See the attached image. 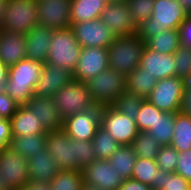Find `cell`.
Masks as SVG:
<instances>
[{
  "label": "cell",
  "instance_id": "obj_12",
  "mask_svg": "<svg viewBox=\"0 0 191 190\" xmlns=\"http://www.w3.org/2000/svg\"><path fill=\"white\" fill-rule=\"evenodd\" d=\"M71 29L82 48H108L116 39V35L99 19L72 23Z\"/></svg>",
  "mask_w": 191,
  "mask_h": 190
},
{
  "label": "cell",
  "instance_id": "obj_27",
  "mask_svg": "<svg viewBox=\"0 0 191 190\" xmlns=\"http://www.w3.org/2000/svg\"><path fill=\"white\" fill-rule=\"evenodd\" d=\"M157 83L154 76L144 72L138 66L133 72L126 75V91L135 94L143 99H147Z\"/></svg>",
  "mask_w": 191,
  "mask_h": 190
},
{
  "label": "cell",
  "instance_id": "obj_8",
  "mask_svg": "<svg viewBox=\"0 0 191 190\" xmlns=\"http://www.w3.org/2000/svg\"><path fill=\"white\" fill-rule=\"evenodd\" d=\"M53 99L63 119L96 106L85 83L74 79L63 86Z\"/></svg>",
  "mask_w": 191,
  "mask_h": 190
},
{
  "label": "cell",
  "instance_id": "obj_47",
  "mask_svg": "<svg viewBox=\"0 0 191 190\" xmlns=\"http://www.w3.org/2000/svg\"><path fill=\"white\" fill-rule=\"evenodd\" d=\"M20 190H51V184L29 180Z\"/></svg>",
  "mask_w": 191,
  "mask_h": 190
},
{
  "label": "cell",
  "instance_id": "obj_51",
  "mask_svg": "<svg viewBox=\"0 0 191 190\" xmlns=\"http://www.w3.org/2000/svg\"><path fill=\"white\" fill-rule=\"evenodd\" d=\"M184 90L191 89V74L182 78Z\"/></svg>",
  "mask_w": 191,
  "mask_h": 190
},
{
  "label": "cell",
  "instance_id": "obj_19",
  "mask_svg": "<svg viewBox=\"0 0 191 190\" xmlns=\"http://www.w3.org/2000/svg\"><path fill=\"white\" fill-rule=\"evenodd\" d=\"M144 72L154 76L156 80L176 76V64L173 54H161L144 47L140 65Z\"/></svg>",
  "mask_w": 191,
  "mask_h": 190
},
{
  "label": "cell",
  "instance_id": "obj_9",
  "mask_svg": "<svg viewBox=\"0 0 191 190\" xmlns=\"http://www.w3.org/2000/svg\"><path fill=\"white\" fill-rule=\"evenodd\" d=\"M100 126L105 129L120 146L131 145L138 134L135 120L111 106H102Z\"/></svg>",
  "mask_w": 191,
  "mask_h": 190
},
{
  "label": "cell",
  "instance_id": "obj_31",
  "mask_svg": "<svg viewBox=\"0 0 191 190\" xmlns=\"http://www.w3.org/2000/svg\"><path fill=\"white\" fill-rule=\"evenodd\" d=\"M176 113L162 112L158 116V120L148 133L156 140L161 146L170 145L174 135Z\"/></svg>",
  "mask_w": 191,
  "mask_h": 190
},
{
  "label": "cell",
  "instance_id": "obj_54",
  "mask_svg": "<svg viewBox=\"0 0 191 190\" xmlns=\"http://www.w3.org/2000/svg\"><path fill=\"white\" fill-rule=\"evenodd\" d=\"M0 190H10L5 181H3L1 177H0Z\"/></svg>",
  "mask_w": 191,
  "mask_h": 190
},
{
  "label": "cell",
  "instance_id": "obj_42",
  "mask_svg": "<svg viewBox=\"0 0 191 190\" xmlns=\"http://www.w3.org/2000/svg\"><path fill=\"white\" fill-rule=\"evenodd\" d=\"M18 104L4 89H0V119L10 120L17 111Z\"/></svg>",
  "mask_w": 191,
  "mask_h": 190
},
{
  "label": "cell",
  "instance_id": "obj_26",
  "mask_svg": "<svg viewBox=\"0 0 191 190\" xmlns=\"http://www.w3.org/2000/svg\"><path fill=\"white\" fill-rule=\"evenodd\" d=\"M107 3V0H71V23L99 19Z\"/></svg>",
  "mask_w": 191,
  "mask_h": 190
},
{
  "label": "cell",
  "instance_id": "obj_45",
  "mask_svg": "<svg viewBox=\"0 0 191 190\" xmlns=\"http://www.w3.org/2000/svg\"><path fill=\"white\" fill-rule=\"evenodd\" d=\"M11 139V121L7 119H0V151L3 148L9 147Z\"/></svg>",
  "mask_w": 191,
  "mask_h": 190
},
{
  "label": "cell",
  "instance_id": "obj_43",
  "mask_svg": "<svg viewBox=\"0 0 191 190\" xmlns=\"http://www.w3.org/2000/svg\"><path fill=\"white\" fill-rule=\"evenodd\" d=\"M175 173L191 184V149L179 152Z\"/></svg>",
  "mask_w": 191,
  "mask_h": 190
},
{
  "label": "cell",
  "instance_id": "obj_20",
  "mask_svg": "<svg viewBox=\"0 0 191 190\" xmlns=\"http://www.w3.org/2000/svg\"><path fill=\"white\" fill-rule=\"evenodd\" d=\"M26 106L40 119L46 132L62 128L64 119L57 109L53 98L33 95L26 103Z\"/></svg>",
  "mask_w": 191,
  "mask_h": 190
},
{
  "label": "cell",
  "instance_id": "obj_48",
  "mask_svg": "<svg viewBox=\"0 0 191 190\" xmlns=\"http://www.w3.org/2000/svg\"><path fill=\"white\" fill-rule=\"evenodd\" d=\"M180 111L191 115V89L184 90Z\"/></svg>",
  "mask_w": 191,
  "mask_h": 190
},
{
  "label": "cell",
  "instance_id": "obj_44",
  "mask_svg": "<svg viewBox=\"0 0 191 190\" xmlns=\"http://www.w3.org/2000/svg\"><path fill=\"white\" fill-rule=\"evenodd\" d=\"M178 30L180 45L191 48V17L189 15L180 24Z\"/></svg>",
  "mask_w": 191,
  "mask_h": 190
},
{
  "label": "cell",
  "instance_id": "obj_25",
  "mask_svg": "<svg viewBox=\"0 0 191 190\" xmlns=\"http://www.w3.org/2000/svg\"><path fill=\"white\" fill-rule=\"evenodd\" d=\"M168 173L159 169L155 159L137 157L131 178L149 185L153 190H162V180Z\"/></svg>",
  "mask_w": 191,
  "mask_h": 190
},
{
  "label": "cell",
  "instance_id": "obj_38",
  "mask_svg": "<svg viewBox=\"0 0 191 190\" xmlns=\"http://www.w3.org/2000/svg\"><path fill=\"white\" fill-rule=\"evenodd\" d=\"M136 26L151 17L154 0H125Z\"/></svg>",
  "mask_w": 191,
  "mask_h": 190
},
{
  "label": "cell",
  "instance_id": "obj_10",
  "mask_svg": "<svg viewBox=\"0 0 191 190\" xmlns=\"http://www.w3.org/2000/svg\"><path fill=\"white\" fill-rule=\"evenodd\" d=\"M183 94L182 78L173 76L157 80L147 100L161 111L178 113L181 110Z\"/></svg>",
  "mask_w": 191,
  "mask_h": 190
},
{
  "label": "cell",
  "instance_id": "obj_28",
  "mask_svg": "<svg viewBox=\"0 0 191 190\" xmlns=\"http://www.w3.org/2000/svg\"><path fill=\"white\" fill-rule=\"evenodd\" d=\"M9 148L29 160L33 155L42 153L46 148V134L12 137Z\"/></svg>",
  "mask_w": 191,
  "mask_h": 190
},
{
  "label": "cell",
  "instance_id": "obj_52",
  "mask_svg": "<svg viewBox=\"0 0 191 190\" xmlns=\"http://www.w3.org/2000/svg\"><path fill=\"white\" fill-rule=\"evenodd\" d=\"M178 2L189 12L191 10V0H178Z\"/></svg>",
  "mask_w": 191,
  "mask_h": 190
},
{
  "label": "cell",
  "instance_id": "obj_40",
  "mask_svg": "<svg viewBox=\"0 0 191 190\" xmlns=\"http://www.w3.org/2000/svg\"><path fill=\"white\" fill-rule=\"evenodd\" d=\"M173 56L176 64V77L183 78L191 74V48L180 45Z\"/></svg>",
  "mask_w": 191,
  "mask_h": 190
},
{
  "label": "cell",
  "instance_id": "obj_23",
  "mask_svg": "<svg viewBox=\"0 0 191 190\" xmlns=\"http://www.w3.org/2000/svg\"><path fill=\"white\" fill-rule=\"evenodd\" d=\"M28 161V179L50 183L60 171L56 160L45 148L42 153L33 155Z\"/></svg>",
  "mask_w": 191,
  "mask_h": 190
},
{
  "label": "cell",
  "instance_id": "obj_29",
  "mask_svg": "<svg viewBox=\"0 0 191 190\" xmlns=\"http://www.w3.org/2000/svg\"><path fill=\"white\" fill-rule=\"evenodd\" d=\"M136 160L137 156L131 145L120 146L108 159L109 163L124 180L132 177Z\"/></svg>",
  "mask_w": 191,
  "mask_h": 190
},
{
  "label": "cell",
  "instance_id": "obj_34",
  "mask_svg": "<svg viewBox=\"0 0 191 190\" xmlns=\"http://www.w3.org/2000/svg\"><path fill=\"white\" fill-rule=\"evenodd\" d=\"M131 147L138 158L156 159L161 145L148 132H138Z\"/></svg>",
  "mask_w": 191,
  "mask_h": 190
},
{
  "label": "cell",
  "instance_id": "obj_16",
  "mask_svg": "<svg viewBox=\"0 0 191 190\" xmlns=\"http://www.w3.org/2000/svg\"><path fill=\"white\" fill-rule=\"evenodd\" d=\"M100 19L116 36L132 35L137 31L125 1L108 2L101 12Z\"/></svg>",
  "mask_w": 191,
  "mask_h": 190
},
{
  "label": "cell",
  "instance_id": "obj_49",
  "mask_svg": "<svg viewBox=\"0 0 191 190\" xmlns=\"http://www.w3.org/2000/svg\"><path fill=\"white\" fill-rule=\"evenodd\" d=\"M8 78V67L0 61V89H4Z\"/></svg>",
  "mask_w": 191,
  "mask_h": 190
},
{
  "label": "cell",
  "instance_id": "obj_15",
  "mask_svg": "<svg viewBox=\"0 0 191 190\" xmlns=\"http://www.w3.org/2000/svg\"><path fill=\"white\" fill-rule=\"evenodd\" d=\"M71 0H37L39 25L53 30L71 27Z\"/></svg>",
  "mask_w": 191,
  "mask_h": 190
},
{
  "label": "cell",
  "instance_id": "obj_2",
  "mask_svg": "<svg viewBox=\"0 0 191 190\" xmlns=\"http://www.w3.org/2000/svg\"><path fill=\"white\" fill-rule=\"evenodd\" d=\"M188 11L178 0H154L151 17L137 26L136 34L142 41L166 30L178 29Z\"/></svg>",
  "mask_w": 191,
  "mask_h": 190
},
{
  "label": "cell",
  "instance_id": "obj_41",
  "mask_svg": "<svg viewBox=\"0 0 191 190\" xmlns=\"http://www.w3.org/2000/svg\"><path fill=\"white\" fill-rule=\"evenodd\" d=\"M162 190H191V184L177 173H168L162 180Z\"/></svg>",
  "mask_w": 191,
  "mask_h": 190
},
{
  "label": "cell",
  "instance_id": "obj_53",
  "mask_svg": "<svg viewBox=\"0 0 191 190\" xmlns=\"http://www.w3.org/2000/svg\"><path fill=\"white\" fill-rule=\"evenodd\" d=\"M81 190H103V189H101L100 187H97V186L83 183Z\"/></svg>",
  "mask_w": 191,
  "mask_h": 190
},
{
  "label": "cell",
  "instance_id": "obj_50",
  "mask_svg": "<svg viewBox=\"0 0 191 190\" xmlns=\"http://www.w3.org/2000/svg\"><path fill=\"white\" fill-rule=\"evenodd\" d=\"M8 0H0V28L2 25L3 17L6 12V5H7Z\"/></svg>",
  "mask_w": 191,
  "mask_h": 190
},
{
  "label": "cell",
  "instance_id": "obj_32",
  "mask_svg": "<svg viewBox=\"0 0 191 190\" xmlns=\"http://www.w3.org/2000/svg\"><path fill=\"white\" fill-rule=\"evenodd\" d=\"M146 46L161 54H174L180 46L179 30H166L159 35L152 36L146 41Z\"/></svg>",
  "mask_w": 191,
  "mask_h": 190
},
{
  "label": "cell",
  "instance_id": "obj_13",
  "mask_svg": "<svg viewBox=\"0 0 191 190\" xmlns=\"http://www.w3.org/2000/svg\"><path fill=\"white\" fill-rule=\"evenodd\" d=\"M101 106L96 105L87 111L67 117L62 129L72 140L92 141L100 126Z\"/></svg>",
  "mask_w": 191,
  "mask_h": 190
},
{
  "label": "cell",
  "instance_id": "obj_21",
  "mask_svg": "<svg viewBox=\"0 0 191 190\" xmlns=\"http://www.w3.org/2000/svg\"><path fill=\"white\" fill-rule=\"evenodd\" d=\"M53 31L49 27L37 25L25 34L27 59L46 63Z\"/></svg>",
  "mask_w": 191,
  "mask_h": 190
},
{
  "label": "cell",
  "instance_id": "obj_55",
  "mask_svg": "<svg viewBox=\"0 0 191 190\" xmlns=\"http://www.w3.org/2000/svg\"><path fill=\"white\" fill-rule=\"evenodd\" d=\"M108 2H124L125 0H107Z\"/></svg>",
  "mask_w": 191,
  "mask_h": 190
},
{
  "label": "cell",
  "instance_id": "obj_11",
  "mask_svg": "<svg viewBox=\"0 0 191 190\" xmlns=\"http://www.w3.org/2000/svg\"><path fill=\"white\" fill-rule=\"evenodd\" d=\"M28 161L6 147L0 151V177L10 190H20L28 181Z\"/></svg>",
  "mask_w": 191,
  "mask_h": 190
},
{
  "label": "cell",
  "instance_id": "obj_39",
  "mask_svg": "<svg viewBox=\"0 0 191 190\" xmlns=\"http://www.w3.org/2000/svg\"><path fill=\"white\" fill-rule=\"evenodd\" d=\"M179 152L171 145L161 146L156 156V163L160 170L175 173Z\"/></svg>",
  "mask_w": 191,
  "mask_h": 190
},
{
  "label": "cell",
  "instance_id": "obj_1",
  "mask_svg": "<svg viewBox=\"0 0 191 190\" xmlns=\"http://www.w3.org/2000/svg\"><path fill=\"white\" fill-rule=\"evenodd\" d=\"M46 149L63 171L82 172L97 159L91 141L72 140L62 128L46 133Z\"/></svg>",
  "mask_w": 191,
  "mask_h": 190
},
{
  "label": "cell",
  "instance_id": "obj_17",
  "mask_svg": "<svg viewBox=\"0 0 191 190\" xmlns=\"http://www.w3.org/2000/svg\"><path fill=\"white\" fill-rule=\"evenodd\" d=\"M84 183L100 187L103 190H119L124 178L109 163L108 160H95L83 171Z\"/></svg>",
  "mask_w": 191,
  "mask_h": 190
},
{
  "label": "cell",
  "instance_id": "obj_37",
  "mask_svg": "<svg viewBox=\"0 0 191 190\" xmlns=\"http://www.w3.org/2000/svg\"><path fill=\"white\" fill-rule=\"evenodd\" d=\"M143 100V98L125 90L112 106L122 114L135 120Z\"/></svg>",
  "mask_w": 191,
  "mask_h": 190
},
{
  "label": "cell",
  "instance_id": "obj_18",
  "mask_svg": "<svg viewBox=\"0 0 191 190\" xmlns=\"http://www.w3.org/2000/svg\"><path fill=\"white\" fill-rule=\"evenodd\" d=\"M73 80V73L66 68L45 63L39 81L34 88V95L51 97Z\"/></svg>",
  "mask_w": 191,
  "mask_h": 190
},
{
  "label": "cell",
  "instance_id": "obj_5",
  "mask_svg": "<svg viewBox=\"0 0 191 190\" xmlns=\"http://www.w3.org/2000/svg\"><path fill=\"white\" fill-rule=\"evenodd\" d=\"M82 47L76 40L71 27L56 29L50 43L46 63L74 72Z\"/></svg>",
  "mask_w": 191,
  "mask_h": 190
},
{
  "label": "cell",
  "instance_id": "obj_24",
  "mask_svg": "<svg viewBox=\"0 0 191 190\" xmlns=\"http://www.w3.org/2000/svg\"><path fill=\"white\" fill-rule=\"evenodd\" d=\"M10 121L12 137L47 133L43 129L40 119L26 105L18 106Z\"/></svg>",
  "mask_w": 191,
  "mask_h": 190
},
{
  "label": "cell",
  "instance_id": "obj_46",
  "mask_svg": "<svg viewBox=\"0 0 191 190\" xmlns=\"http://www.w3.org/2000/svg\"><path fill=\"white\" fill-rule=\"evenodd\" d=\"M119 190H153L149 185L143 184L140 181L132 178L126 179L120 186Z\"/></svg>",
  "mask_w": 191,
  "mask_h": 190
},
{
  "label": "cell",
  "instance_id": "obj_7",
  "mask_svg": "<svg viewBox=\"0 0 191 190\" xmlns=\"http://www.w3.org/2000/svg\"><path fill=\"white\" fill-rule=\"evenodd\" d=\"M37 25V0H8L0 30L25 35Z\"/></svg>",
  "mask_w": 191,
  "mask_h": 190
},
{
  "label": "cell",
  "instance_id": "obj_33",
  "mask_svg": "<svg viewBox=\"0 0 191 190\" xmlns=\"http://www.w3.org/2000/svg\"><path fill=\"white\" fill-rule=\"evenodd\" d=\"M91 142L97 160H108L120 147V144L101 126L98 127Z\"/></svg>",
  "mask_w": 191,
  "mask_h": 190
},
{
  "label": "cell",
  "instance_id": "obj_30",
  "mask_svg": "<svg viewBox=\"0 0 191 190\" xmlns=\"http://www.w3.org/2000/svg\"><path fill=\"white\" fill-rule=\"evenodd\" d=\"M174 135L171 146L178 152L191 149V115L181 111L175 115Z\"/></svg>",
  "mask_w": 191,
  "mask_h": 190
},
{
  "label": "cell",
  "instance_id": "obj_22",
  "mask_svg": "<svg viewBox=\"0 0 191 190\" xmlns=\"http://www.w3.org/2000/svg\"><path fill=\"white\" fill-rule=\"evenodd\" d=\"M25 58V35L0 30V61H2L9 68Z\"/></svg>",
  "mask_w": 191,
  "mask_h": 190
},
{
  "label": "cell",
  "instance_id": "obj_4",
  "mask_svg": "<svg viewBox=\"0 0 191 190\" xmlns=\"http://www.w3.org/2000/svg\"><path fill=\"white\" fill-rule=\"evenodd\" d=\"M146 42L137 34L116 36L108 47L109 68L123 73L125 76L140 65Z\"/></svg>",
  "mask_w": 191,
  "mask_h": 190
},
{
  "label": "cell",
  "instance_id": "obj_3",
  "mask_svg": "<svg viewBox=\"0 0 191 190\" xmlns=\"http://www.w3.org/2000/svg\"><path fill=\"white\" fill-rule=\"evenodd\" d=\"M44 64L29 60H20L8 68V78L5 92L18 104L26 103L34 95V88L39 81Z\"/></svg>",
  "mask_w": 191,
  "mask_h": 190
},
{
  "label": "cell",
  "instance_id": "obj_6",
  "mask_svg": "<svg viewBox=\"0 0 191 190\" xmlns=\"http://www.w3.org/2000/svg\"><path fill=\"white\" fill-rule=\"evenodd\" d=\"M92 100L98 106H111L126 90V76L113 69H106L84 82Z\"/></svg>",
  "mask_w": 191,
  "mask_h": 190
},
{
  "label": "cell",
  "instance_id": "obj_36",
  "mask_svg": "<svg viewBox=\"0 0 191 190\" xmlns=\"http://www.w3.org/2000/svg\"><path fill=\"white\" fill-rule=\"evenodd\" d=\"M162 112L163 111L154 106L150 101L144 99L135 119L138 131L148 132L151 128H154L158 116Z\"/></svg>",
  "mask_w": 191,
  "mask_h": 190
},
{
  "label": "cell",
  "instance_id": "obj_35",
  "mask_svg": "<svg viewBox=\"0 0 191 190\" xmlns=\"http://www.w3.org/2000/svg\"><path fill=\"white\" fill-rule=\"evenodd\" d=\"M84 183L83 173L60 170L50 182L51 190H81Z\"/></svg>",
  "mask_w": 191,
  "mask_h": 190
},
{
  "label": "cell",
  "instance_id": "obj_14",
  "mask_svg": "<svg viewBox=\"0 0 191 190\" xmlns=\"http://www.w3.org/2000/svg\"><path fill=\"white\" fill-rule=\"evenodd\" d=\"M108 68V48L85 47L80 51L73 79L84 83Z\"/></svg>",
  "mask_w": 191,
  "mask_h": 190
}]
</instances>
